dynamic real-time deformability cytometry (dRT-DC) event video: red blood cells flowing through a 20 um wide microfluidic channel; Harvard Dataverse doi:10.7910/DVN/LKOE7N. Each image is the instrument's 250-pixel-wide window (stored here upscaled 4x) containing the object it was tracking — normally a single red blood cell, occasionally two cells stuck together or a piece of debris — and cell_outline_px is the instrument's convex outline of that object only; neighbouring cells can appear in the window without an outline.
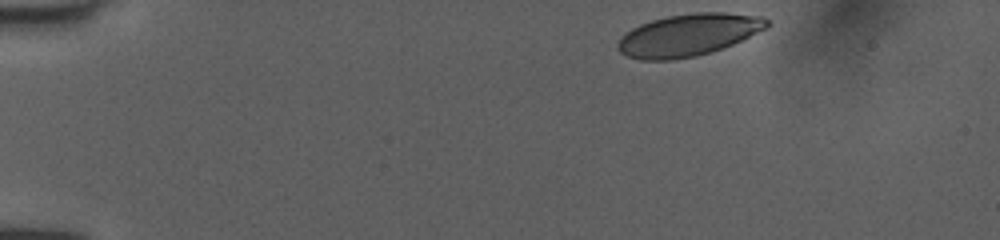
{"species": "human", "species_latin": "Homo sapiens", "temperature_condition": "room temperature", "stored_images_in_passage": 38, "camera_frame_rate_fps": 3000, "um_per_image_px": 0.085, "donor": {"sex": "female"}, "frame": {"image": 1, "passage_image": 1, "time_ms": 0.0, "image_size_px": [1000, 240], "cell_outline_px": [[772, 24], [768, 28], [732, 44], [696, 56], [672, 60], [640, 60], [628, 56], [620, 52], [616, 48], [616, 44], [632, 28], [640, 24], [652, 20], [668, 16], [696, 12], [724, 12], [760, 16], [768, 20]], "centroid_in_image_um": [58.53, 2.96], "position_along_channel_um": 26.5, "area_um2": 36.41}}
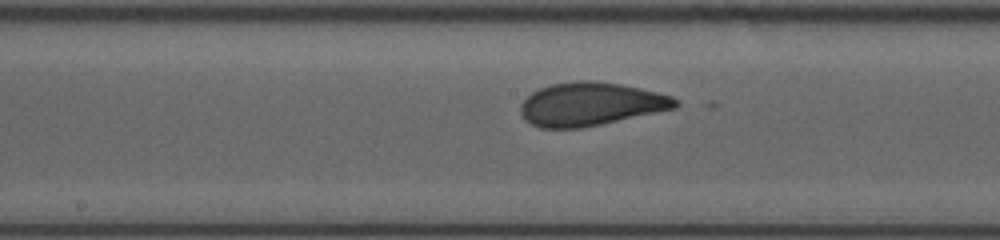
{"frame": {"image": 2, "passage_image": 21, "time_ms": 6.667, "image_size_px": [1000, 240], "cell_outline_px": [[680, 104], [676, 108], [600, 124], [580, 128], [540, 128], [524, 120], [520, 112], [520, 104], [532, 92], [540, 88], [552, 84], [576, 80], [592, 80], [620, 84], [640, 88], [672, 96], [680, 100]], "centroid_in_image_um": [50.2, 8.84], "position_along_channel_um": 198.0, "area_um2": 39.07}}
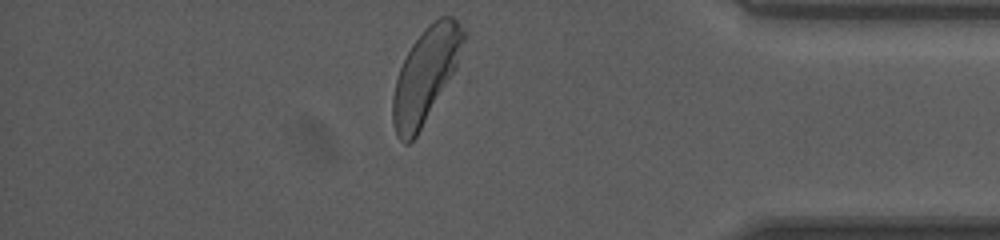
{"frame": {"image": 3, "passage_image": 38, "time_ms": 12.333, "image_size_px": [1000, 240], "cell_outline_px": [[464, 40], [460, 76], [416, 136], [408, 144], [404, 144], [396, 136], [392, 124], [392, 96], [396, 80], [400, 68], [412, 44], [428, 24], [440, 16], [452, 16], [456, 20], [464, 32]], "centroid_in_image_um": [36.27, 6.47], "position_along_channel_um": 398.9, "area_um2": 40.86}, "authors_computed_cell_mechanics": {"area_um2": 38.4948, "velocity_mm_per_s": 3.9934, "shape_relaxation_time_tau1_ms": 3.0252, "shape_relaxation_time_tau2_ms": null, "deformation_change_tau1": 0.1252, "deformation_change_tau2": null}}